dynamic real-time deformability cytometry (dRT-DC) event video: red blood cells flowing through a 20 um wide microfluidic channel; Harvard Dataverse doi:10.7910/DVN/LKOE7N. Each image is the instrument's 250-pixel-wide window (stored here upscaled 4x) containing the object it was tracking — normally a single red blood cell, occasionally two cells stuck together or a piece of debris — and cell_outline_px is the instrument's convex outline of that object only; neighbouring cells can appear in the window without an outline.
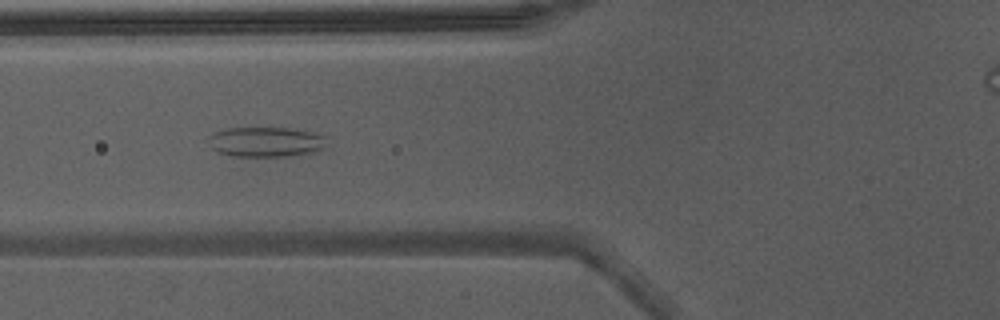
{"species": "Egyptian fruit bat (a non-hibernating species)", "species_latin": "Rousettus aegyptiacus", "temperature_condition": "warm", "stored_images_in_passage": 42, "camera_frame_rate_fps": 3000, "um_per_image_px": 0.085, "animal": {"sex": "male"}, "frame": {"image": 1, "passage_image": 13, "time_ms": 4.0, "image_size_px": [1000, 320], "cell_outline_px": [[328, 148], [320, 152], [288, 156], [228, 156], [216, 152], [212, 148], [208, 136], [212, 132], [228, 128], [292, 128], [312, 132], [328, 136]], "centroid_in_image_um": [22.69, 12.07], "position_along_channel_um": 103.1, "area_um2": 21.33}}